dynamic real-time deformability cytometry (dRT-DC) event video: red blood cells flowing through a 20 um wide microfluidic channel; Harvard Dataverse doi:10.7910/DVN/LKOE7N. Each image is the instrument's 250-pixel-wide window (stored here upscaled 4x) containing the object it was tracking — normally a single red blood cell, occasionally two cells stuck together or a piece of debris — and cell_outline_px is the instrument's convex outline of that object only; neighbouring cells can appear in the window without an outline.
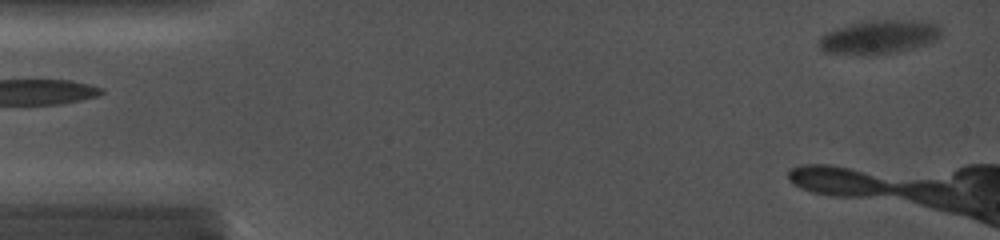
{"species": "common noctule bat (a hibernating species)", "species_latin": "Nyctalus noctula", "temperature_condition": "cold", "stored_images_in_passage": 19, "camera_frame_rate_fps": 5000, "um_per_image_px": 0.085, "animal": {"sex": "female", "body_mass_g": 19.0, "forearm_length_mm": 56.7}, "frame": {"image": 1, "passage_image": 1, "time_ms": 0.0, "image_size_px": [1000, 240], "cell_outline_px": [[940, 32], [936, 36], [920, 40], [896, 44], [860, 48], [828, 48], [820, 44], [820, 36], [824, 32], [832, 28], [856, 20], [872, 16], [920, 16], [940, 20]], "centroid_in_image_um": [74.83, 2.7], "position_along_channel_um": 10.2, "area_um2": 21.27}}